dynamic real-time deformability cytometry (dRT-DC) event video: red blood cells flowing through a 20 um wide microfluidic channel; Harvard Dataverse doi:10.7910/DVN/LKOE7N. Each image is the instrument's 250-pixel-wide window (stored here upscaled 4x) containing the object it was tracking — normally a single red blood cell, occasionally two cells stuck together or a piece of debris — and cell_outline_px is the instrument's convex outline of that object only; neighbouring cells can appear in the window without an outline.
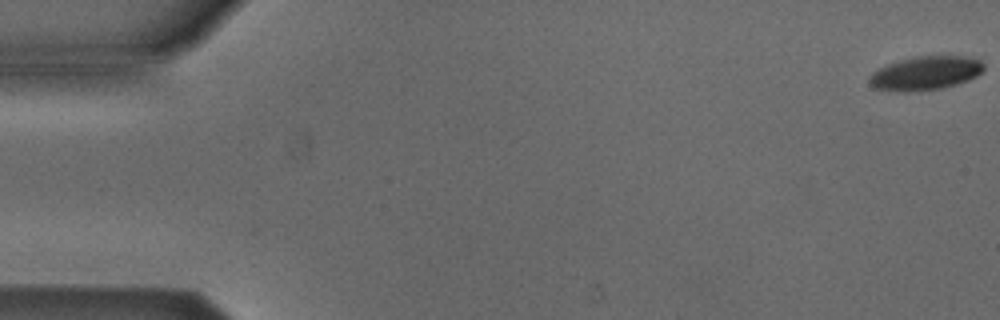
{"species": "Egyptian fruit bat (a non-hibernating species)", "species_latin": "Rousettus aegyptiacus", "temperature_condition": "cold", "stored_images_in_passage": 11, "camera_frame_rate_fps": 3000, "um_per_image_px": 0.085, "animal": {"sex": "male"}, "frame": {"image": 1, "passage_image": 1, "time_ms": 0.0, "image_size_px": [1000, 320], "cell_outline_px": [[984, 68], [976, 76], [968, 80], [956, 84], [940, 88], [908, 92], [904, 92], [876, 88], [868, 80], [868, 76], [872, 72], [888, 64], [900, 60], [916, 56], [964, 56], [980, 60], [984, 64]], "centroid_in_image_um": [78.66, 6.21], "position_along_channel_um": 6.3, "area_um2": 22.25}}